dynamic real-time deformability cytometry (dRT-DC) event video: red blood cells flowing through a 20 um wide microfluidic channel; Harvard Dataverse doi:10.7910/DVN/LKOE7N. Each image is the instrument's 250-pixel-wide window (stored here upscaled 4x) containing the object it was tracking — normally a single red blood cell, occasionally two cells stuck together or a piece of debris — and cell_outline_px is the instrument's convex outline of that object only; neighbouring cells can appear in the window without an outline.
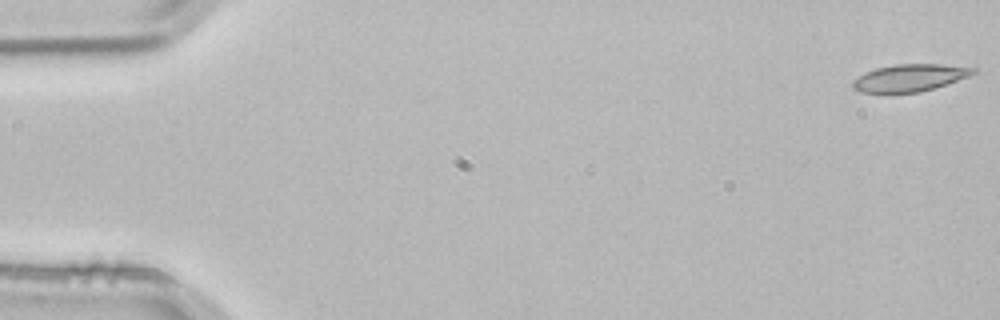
{"species": "common noctule bat (a hibernating species)", "species_latin": "Nyctalus noctula", "temperature_condition": "room temperature", "stored_images_in_passage": 4, "camera_frame_rate_fps": 3000, "um_per_image_px": 0.085, "animal": {"sex": "male", "body_mass_g": 21.5, "forearm_length_mm": 52.0}, "frame": {"image": 1, "passage_image": 1, "time_ms": 0.0, "image_size_px": [1000, 320], "cell_outline_px": [[976, 72], [968, 76], [920, 92], [860, 92], [852, 88], [852, 80], [864, 72], [876, 68], [896, 64], [940, 64], [976, 68]], "centroid_in_image_um": [77.27, 6.6], "position_along_channel_um": 7.7, "area_um2": 18.79}}
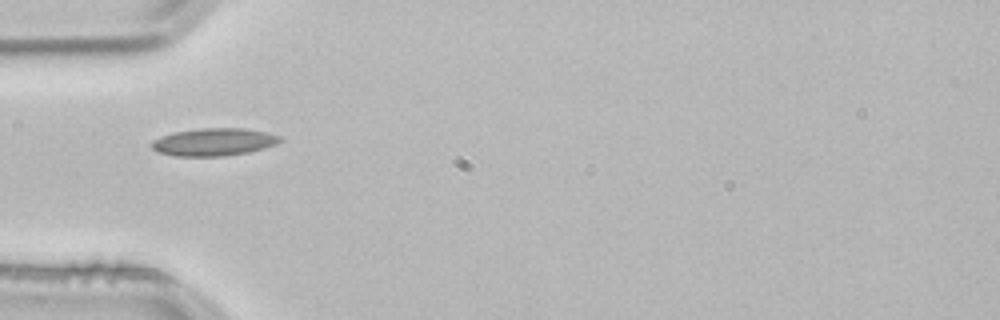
{"frame": {"image": 2, "passage_image": 4, "time_ms": 1.0, "image_size_px": [1000, 320], "cell_outline_px": [[284, 140], [276, 144], [264, 148], [248, 152], [224, 156], [172, 156], [156, 152], [148, 144], [152, 140], [176, 132], [200, 128], [244, 128], [268, 132], [280, 136]], "centroid_in_image_um": [18.17, 12.07], "position_along_channel_um": 66.8, "area_um2": 20.81}}